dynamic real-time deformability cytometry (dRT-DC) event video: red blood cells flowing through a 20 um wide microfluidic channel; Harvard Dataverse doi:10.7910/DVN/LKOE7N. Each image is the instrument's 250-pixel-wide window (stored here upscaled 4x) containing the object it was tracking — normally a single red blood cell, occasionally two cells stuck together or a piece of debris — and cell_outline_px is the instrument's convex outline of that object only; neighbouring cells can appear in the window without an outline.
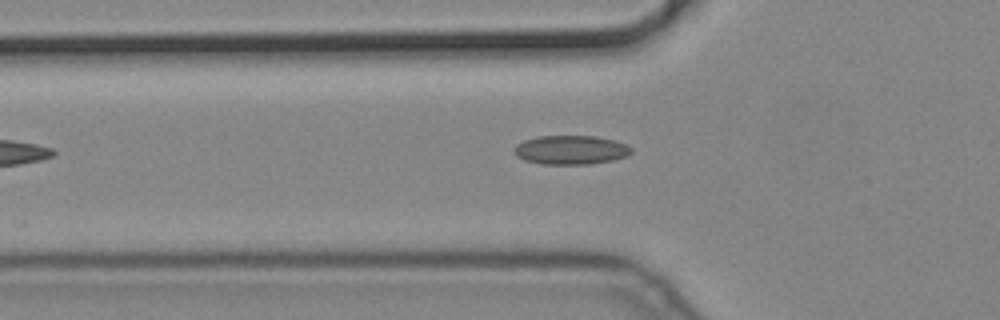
{"species": "common noctule bat (a hibernating species)", "species_latin": "Nyctalus noctula", "temperature_condition": "cold", "stored_images_in_passage": 23, "camera_frame_rate_fps": 3000, "um_per_image_px": 0.085, "animal": {"sex": "male", "body_mass_g": 19.2, "forearm_length_mm": 51.8}, "frame": {"image": 1, "passage_image": 2, "time_ms": 0.333, "image_size_px": [1000, 320], "cell_outline_px": [[632, 152], [628, 156], [612, 160], [588, 164], [544, 164], [524, 160], [516, 156], [516, 144], [524, 140], [540, 136], [596, 136], [612, 140], [624, 144], [632, 148]], "centroid_in_image_um": [48.53, 12.74], "position_along_channel_um": 77.3, "area_um2": 19.59}}
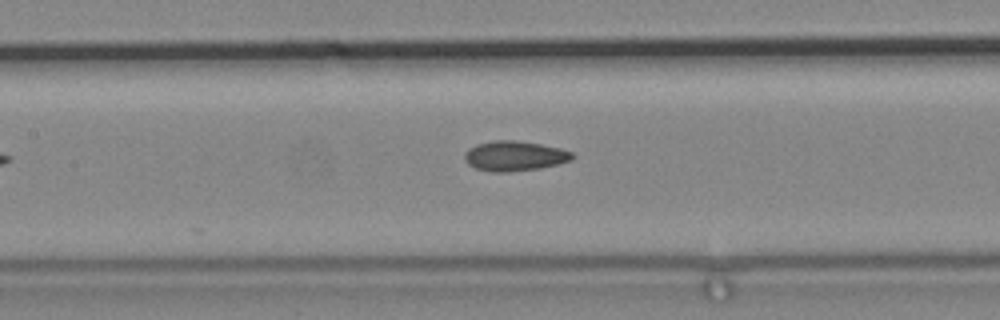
{"frame": {"image": 2, "passage_image": 9, "time_ms": 2.667, "image_size_px": [1000, 320], "cell_outline_px": [[576, 156], [572, 160], [540, 168], [508, 172], [492, 172], [476, 168], [468, 164], [464, 160], [464, 152], [468, 148], [476, 144], [496, 140], [516, 140], [540, 144], [560, 148], [572, 152]], "centroid_in_image_um": [43.72, 13.25], "position_along_channel_um": 163.7, "area_um2": 18.9}}
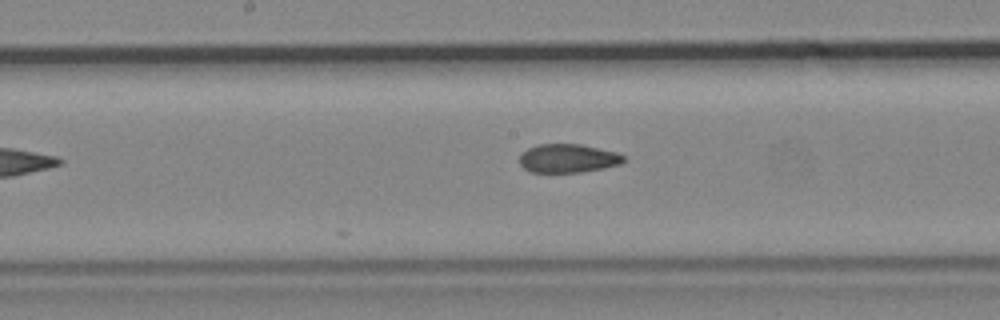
{"frame": {"image": 3, "passage_image": 12, "time_ms": 3.667, "image_size_px": [1000, 320], "cell_outline_px": [[628, 160], [620, 164], [604, 168], [580, 172], [532, 172], [524, 168], [520, 164], [520, 156], [528, 148], [540, 144], [580, 144], [616, 152], [624, 156]], "centroid_in_image_um": [48.31, 13.46], "position_along_channel_um": 199.9, "area_um2": 17.28}}